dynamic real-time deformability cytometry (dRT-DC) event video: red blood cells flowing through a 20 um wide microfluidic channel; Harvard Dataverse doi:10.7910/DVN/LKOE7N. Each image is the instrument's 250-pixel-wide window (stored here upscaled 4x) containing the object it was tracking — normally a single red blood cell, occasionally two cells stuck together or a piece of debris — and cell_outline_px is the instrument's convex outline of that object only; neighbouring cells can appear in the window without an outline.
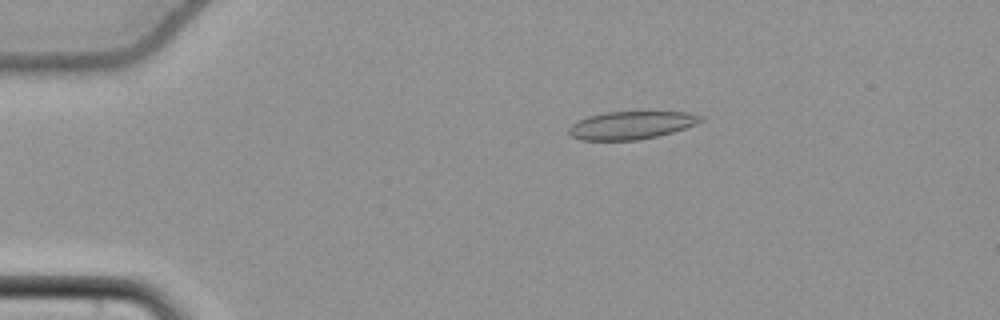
{"species": "common noctule bat (a hibernating species)", "species_latin": "Nyctalus noctula", "temperature_condition": "cold", "stored_images_in_passage": 22, "camera_frame_rate_fps": 3000, "um_per_image_px": 0.085, "animal": {"sex": "female", "body_mass_g": 22.7, "forearm_length_mm": 54.2}, "frame": {"image": 1, "passage_image": 1, "time_ms": 0.0, "image_size_px": [1000, 320], "cell_outline_px": [[704, 120], [696, 124], [672, 132], [640, 140], [580, 140], [572, 136], [568, 132], [568, 128], [572, 124], [588, 116], [604, 112], [688, 112], [704, 116]], "centroid_in_image_um": [53.67, 10.64], "position_along_channel_um": 31.3, "area_um2": 21.39}}
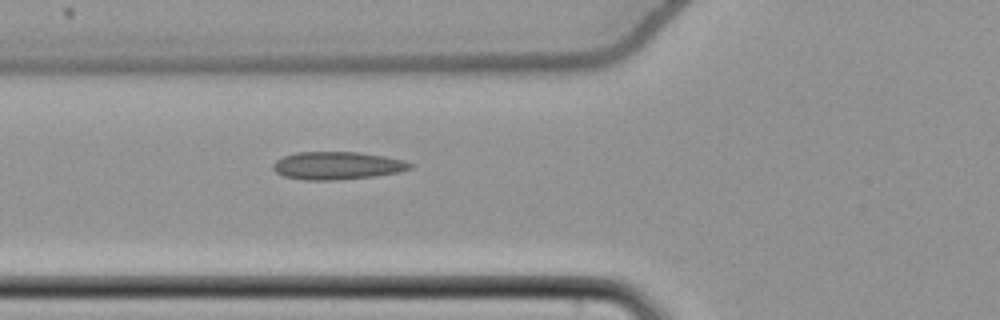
{"frame": {"image": 2, "passage_image": 11, "time_ms": 3.333, "image_size_px": [1000, 320], "cell_outline_px": [[412, 168], [400, 172], [372, 176], [336, 180], [304, 180], [284, 176], [276, 172], [272, 168], [272, 164], [276, 160], [284, 156], [296, 152], [360, 152], [384, 156], [404, 160], [412, 164]], "centroid_in_image_um": [28.65, 14.07], "position_along_channel_um": 97.2, "area_um2": 22.2}}
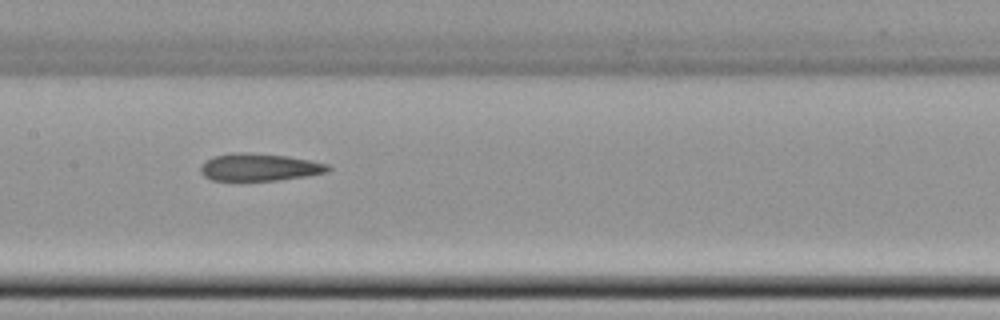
{"frame": {"image": 3, "passage_image": 18, "time_ms": 5.667, "image_size_px": [1000, 320], "cell_outline_px": [[332, 168], [328, 172], [308, 176], [276, 180], [212, 180], [204, 176], [200, 172], [200, 168], [212, 156], [232, 152], [248, 152], [288, 156], [328, 164]], "centroid_in_image_um": [22.07, 14.2], "position_along_channel_um": 185.3, "area_um2": 20.35}}